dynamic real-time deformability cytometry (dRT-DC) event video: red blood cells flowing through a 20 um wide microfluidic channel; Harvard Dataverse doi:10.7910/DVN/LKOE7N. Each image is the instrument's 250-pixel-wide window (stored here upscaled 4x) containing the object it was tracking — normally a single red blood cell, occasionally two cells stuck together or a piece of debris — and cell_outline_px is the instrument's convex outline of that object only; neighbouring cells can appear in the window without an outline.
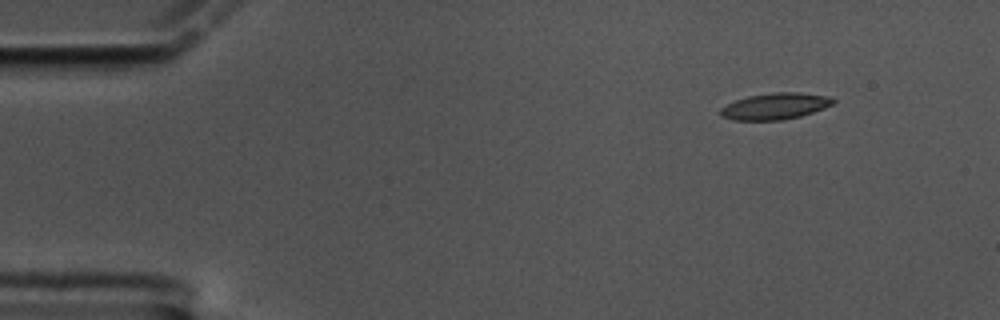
{"species": "common noctule bat (a hibernating species)", "species_latin": "Nyctalus noctula", "temperature_condition": "cold", "stored_images_in_passage": 54, "camera_frame_rate_fps": 3000, "um_per_image_px": 0.085, "animal": {"sex": "male", "body_mass_g": 17.5, "forearm_length_mm": 52.3}, "frame": {"image": 1, "passage_image": 1, "time_ms": 0.0, "image_size_px": [1000, 320], "cell_outline_px": [[836, 100], [832, 104], [824, 108], [800, 116], [780, 120], [732, 120], [724, 116], [720, 112], [720, 108], [736, 100], [748, 96], [772, 92], [796, 92], [828, 96]], "centroid_in_image_um": [65.89, 9.02], "position_along_channel_um": 19.1, "area_um2": 17.11}}
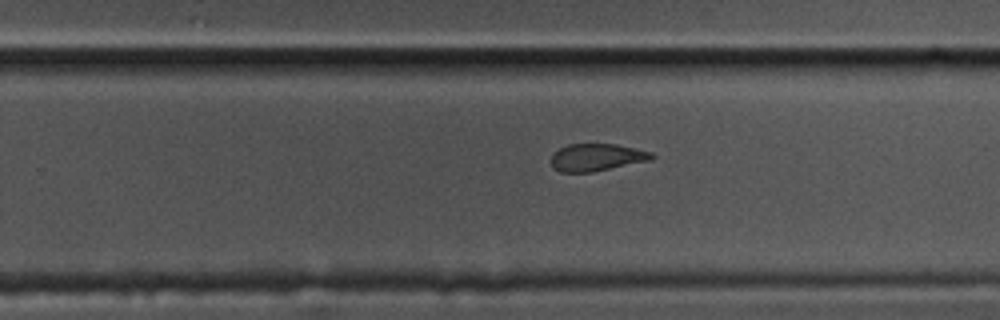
{"frame": {"image": 2, "passage_image": 32, "time_ms": 10.333, "image_size_px": [1000, 320], "cell_outline_px": [[656, 156], [652, 160], [592, 172], [560, 172], [552, 168], [552, 152], [568, 144], [616, 144], [652, 152]], "centroid_in_image_um": [50.72, 13.37], "position_along_channel_um": 279.1, "area_um2": 16.13}}
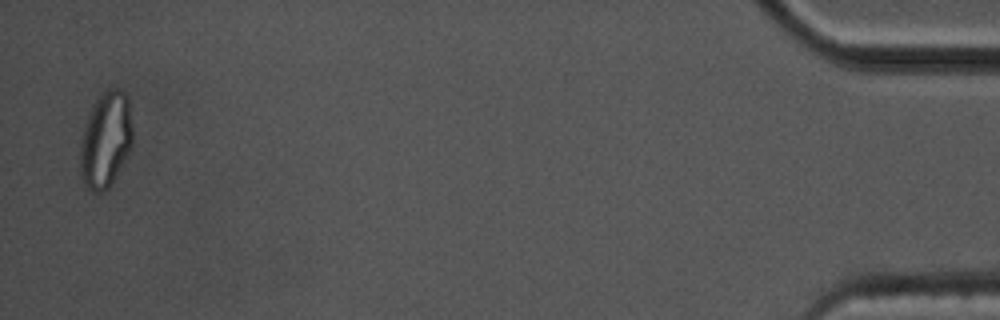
{"frame": {"image": 3, "passage_image": 53, "time_ms": 17.333, "image_size_px": [1000, 320], "cell_outline_px": [[132, 148], [108, 188], [100, 192], [92, 192], [84, 184], [80, 172], [80, 144], [84, 128], [92, 108], [96, 100], [104, 92], [112, 88], [120, 88], [128, 96], [132, 128]], "centroid_in_image_um": [9.0, 11.89], "position_along_channel_um": 426.2, "area_um2": 29.07}, "authors_computed_cell_mechanics": {"area_um2": 17.4845, "velocity_mm_per_s": 3.3678, "shape_relaxation_time_tau1_ms": null, "shape_relaxation_time_tau2_ms": 3.2756, "deformation_change_tau1": null, "deformation_change_tau2": 0.0937}}